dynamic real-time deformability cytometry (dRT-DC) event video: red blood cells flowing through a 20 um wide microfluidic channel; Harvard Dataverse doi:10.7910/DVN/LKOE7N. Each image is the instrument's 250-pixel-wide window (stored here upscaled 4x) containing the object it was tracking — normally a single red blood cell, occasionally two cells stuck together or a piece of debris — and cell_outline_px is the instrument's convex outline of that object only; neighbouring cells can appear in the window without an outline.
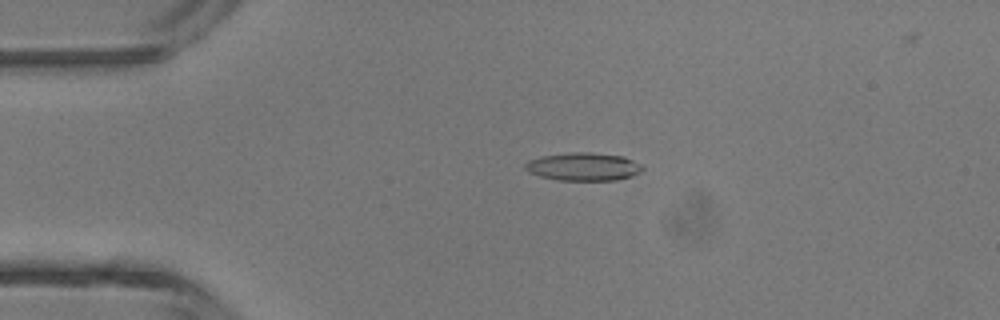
{"species": "common noctule bat (a hibernating species)", "species_latin": "Nyctalus noctula", "temperature_condition": "room temperature", "stored_images_in_passage": 46, "camera_frame_rate_fps": 3000, "um_per_image_px": 0.085, "animal": {"sex": "male", "body_mass_g": 13.3}, "frame": {"image": 1, "passage_image": 10, "time_ms": 3.0, "image_size_px": [1000, 320], "cell_outline_px": [[644, 168], [640, 172], [632, 176], [616, 180], [556, 180], [540, 176], [528, 172], [524, 168], [524, 164], [528, 160], [540, 156], [572, 152], [592, 152], [624, 156], [640, 164]], "centroid_in_image_um": [49.57, 14.16], "position_along_channel_um": 35.4, "area_um2": 19.31}}
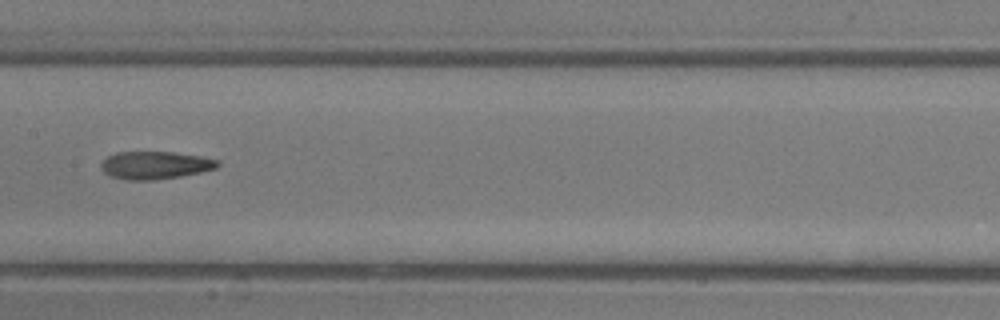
{"frame": {"image": 2, "passage_image": 23, "time_ms": 7.333, "image_size_px": [1000, 320], "cell_outline_px": [[220, 164], [216, 168], [200, 172], [180, 176], [148, 180], [128, 180], [112, 176], [104, 172], [100, 168], [100, 164], [108, 156], [116, 152], [172, 152], [200, 156], [220, 160]], "centroid_in_image_um": [13.19, 14.03], "position_along_channel_um": 194.2, "area_um2": 18.67}}
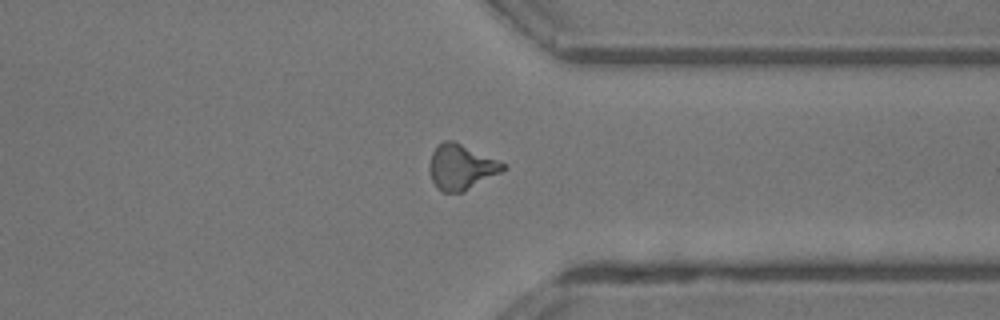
{"frame": {"image": 3, "passage_image": 35, "time_ms": 11.333, "image_size_px": [1000, 320], "cell_outline_px": [[508, 168], [464, 192], [444, 192], [436, 188], [432, 180], [432, 152], [436, 144], [444, 140], [452, 140], [496, 160], [504, 164]], "centroid_in_image_um": [39.2, 14.21], "position_along_channel_um": 372.2, "area_um2": 18.84}, "authors_computed_cell_mechanics": {"area_um2": 18.7272, "velocity_mm_per_s": 4.5251, "shape_relaxation_time_tau1_ms": null, "shape_relaxation_time_tau2_ms": 2.8842, "deformation_change_tau1": null, "deformation_change_tau2": 0.1242}}